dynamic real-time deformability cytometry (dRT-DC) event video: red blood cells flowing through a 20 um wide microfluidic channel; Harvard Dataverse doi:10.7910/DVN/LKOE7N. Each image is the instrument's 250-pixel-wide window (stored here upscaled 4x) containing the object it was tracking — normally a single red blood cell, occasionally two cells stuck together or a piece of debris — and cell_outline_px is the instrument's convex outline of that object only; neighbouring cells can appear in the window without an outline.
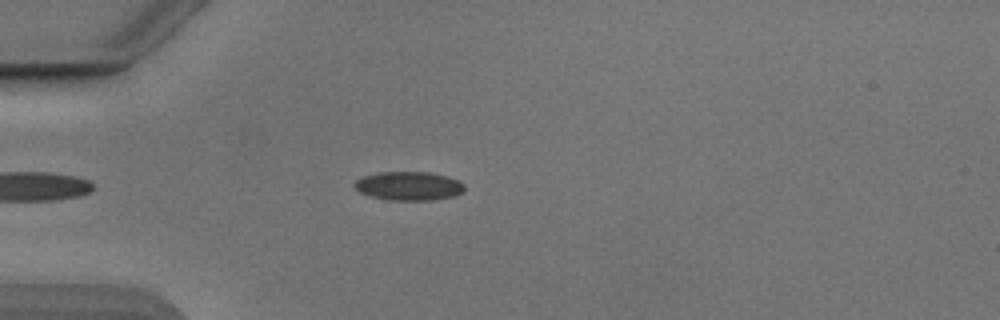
{"species": "Egyptian fruit bat (a non-hibernating species)", "species_latin": "Rousettus aegyptiacus", "temperature_condition": "cold", "stored_images_in_passage": 10, "camera_frame_rate_fps": 3000, "um_per_image_px": 0.085, "animal": {"sex": "male"}, "frame": {"image": 1, "passage_image": 7, "time_ms": 2.0, "image_size_px": [1000, 320], "cell_outline_px": [[464, 188], [460, 192], [452, 196], [432, 200], [388, 200], [372, 196], [360, 192], [352, 184], [356, 180], [364, 176], [380, 172], [428, 172], [448, 176], [464, 184]], "centroid_in_image_um": [34.72, 15.8], "position_along_channel_um": 50.3, "area_um2": 18.21}}